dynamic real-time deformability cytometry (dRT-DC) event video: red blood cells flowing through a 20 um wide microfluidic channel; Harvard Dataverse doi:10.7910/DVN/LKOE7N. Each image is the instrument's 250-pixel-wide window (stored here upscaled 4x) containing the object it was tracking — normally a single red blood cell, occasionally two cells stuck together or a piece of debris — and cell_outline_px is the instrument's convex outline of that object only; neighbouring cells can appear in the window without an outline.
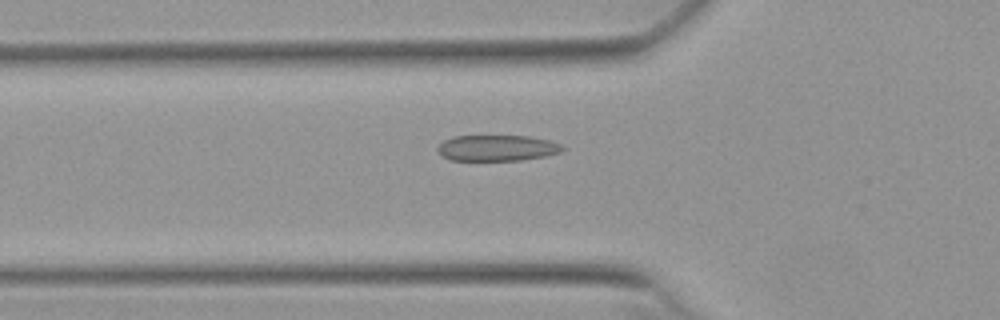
{"species": "Egyptian fruit bat (a non-hibernating species)", "species_latin": "Rousettus aegyptiacus", "temperature_condition": "warm", "stored_images_in_passage": 49, "camera_frame_rate_fps": 3000, "um_per_image_px": 0.085, "animal": {"sex": "female"}, "frame": {"image": 1, "passage_image": 16, "time_ms": 5.0, "image_size_px": [1000, 320], "cell_outline_px": [[564, 148], [560, 152], [544, 156], [520, 160], [448, 160], [440, 156], [436, 152], [436, 148], [444, 140], [452, 136], [528, 136], [548, 140], [560, 144]], "centroid_in_image_um": [42.17, 12.58], "position_along_channel_um": 83.6, "area_um2": 18.9}}
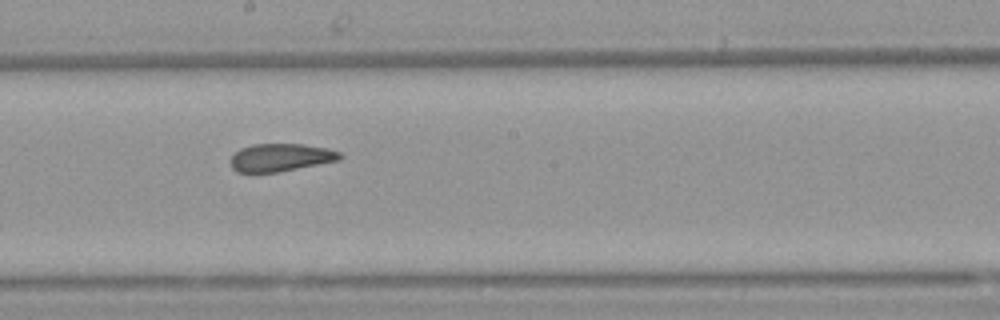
{"frame": {"image": 2, "passage_image": 27, "time_ms": 8.667, "image_size_px": [1000, 320], "cell_outline_px": [[344, 156], [340, 160], [276, 172], [252, 176], [236, 172], [232, 168], [232, 156], [240, 148], [252, 144], [304, 144], [328, 148], [340, 152]], "centroid_in_image_um": [23.82, 13.42], "position_along_channel_um": 224.4, "area_um2": 18.21}}
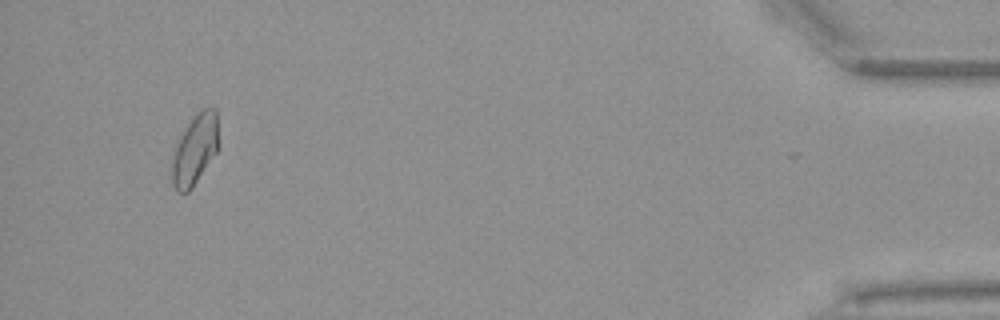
{"frame": {"image": 3, "passage_image": 48, "time_ms": 15.667, "image_size_px": [1000, 320], "cell_outline_px": [[216, 152], [192, 188], [188, 192], [176, 192], [172, 184], [172, 160], [180, 136], [196, 112], [212, 104], [216, 108]], "centroid_in_image_um": [16.54, 12.71], "position_along_channel_um": 418.7, "area_um2": 18.61}, "authors_computed_cell_mechanics": {"area_um2": 18.785, "velocity_mm_per_s": 3.8432, "shape_relaxation_time_tau1_ms": 9.646, "shape_relaxation_time_tau2_ms": 1.6875, "deformation_change_tau1": 0.1836, "deformation_change_tau2": 0.0869}}